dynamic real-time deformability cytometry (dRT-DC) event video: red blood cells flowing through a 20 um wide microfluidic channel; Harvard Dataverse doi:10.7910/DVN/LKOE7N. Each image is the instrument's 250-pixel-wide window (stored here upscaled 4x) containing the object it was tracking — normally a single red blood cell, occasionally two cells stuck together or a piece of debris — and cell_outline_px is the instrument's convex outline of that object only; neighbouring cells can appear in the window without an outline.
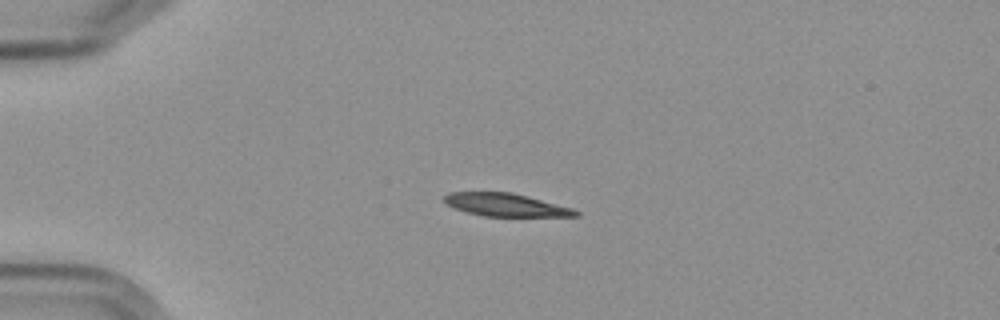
{"species": "Egyptian fruit bat (a non-hibernating species)", "species_latin": "Rousettus aegyptiacus", "temperature_condition": "cold", "stored_images_in_passage": 6, "camera_frame_rate_fps": 3000, "um_per_image_px": 0.085, "frame": {"image": 1, "passage_image": 4, "time_ms": 3.667, "image_size_px": [1000, 320], "cell_outline_px": [[580, 216], [484, 216], [468, 212], [456, 208], [448, 204], [444, 200], [444, 196], [448, 192], [512, 192], [528, 196], [572, 208], [580, 212]], "centroid_in_image_um": [43.01, 17.41], "position_along_channel_um": 42.0, "area_um2": 17.34}}
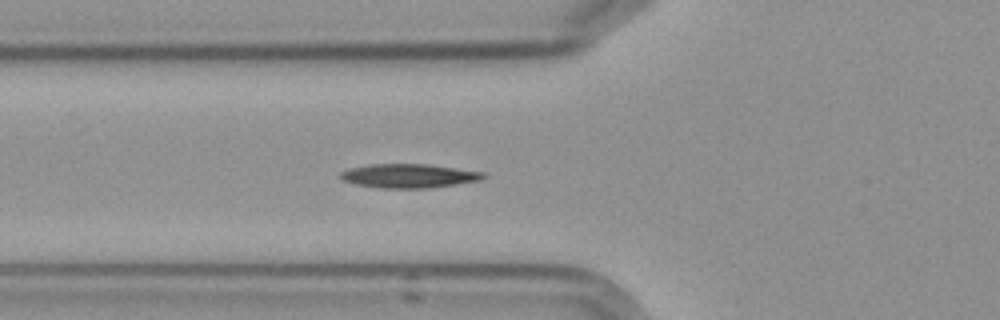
{"frame": {"image": 2, "passage_image": 6, "time_ms": 6.0, "image_size_px": [1000, 320], "cell_outline_px": [[488, 176], [484, 180], [428, 188], [380, 188], [356, 184], [344, 180], [340, 176], [340, 172], [348, 168], [372, 164], [428, 164], [484, 172]], "centroid_in_image_um": [34.8, 14.94], "position_along_channel_um": 91.0, "area_um2": 20.0}}